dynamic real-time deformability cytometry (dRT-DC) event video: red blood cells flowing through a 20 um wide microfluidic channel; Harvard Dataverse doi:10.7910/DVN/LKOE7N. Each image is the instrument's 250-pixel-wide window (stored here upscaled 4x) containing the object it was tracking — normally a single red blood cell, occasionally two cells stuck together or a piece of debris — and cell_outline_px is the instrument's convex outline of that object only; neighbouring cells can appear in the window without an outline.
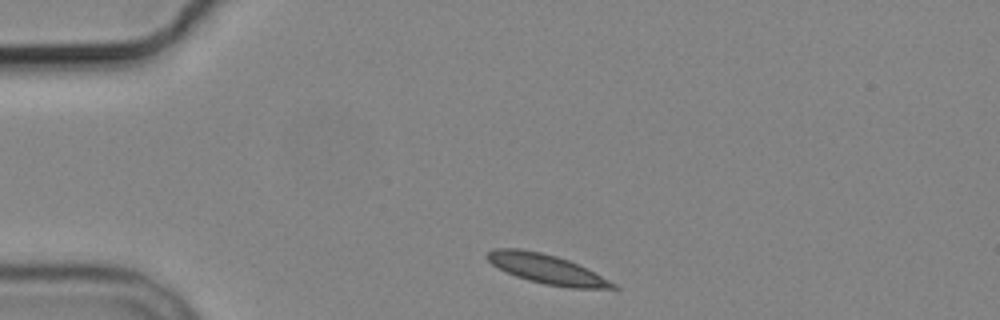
{"species": "common noctule bat (a hibernating species)", "species_latin": "Nyctalus noctula", "temperature_condition": "cold", "stored_images_in_passage": 2, "camera_frame_rate_fps": 3000, "um_per_image_px": 0.085, "animal": {"sex": "male", "body_mass_g": 19.2, "forearm_length_mm": 51.8}, "frame": {"image": 1, "passage_image": 1, "time_ms": 0.0, "image_size_px": [1000, 320], "cell_outline_px": [[620, 288], [568, 288], [544, 284], [528, 280], [516, 276], [492, 264], [484, 256], [488, 252], [496, 248], [520, 248], [540, 252], [556, 256], [568, 260], [616, 284]], "centroid_in_image_um": [46.41, 22.86], "position_along_channel_um": 38.6, "area_um2": 21.1}}